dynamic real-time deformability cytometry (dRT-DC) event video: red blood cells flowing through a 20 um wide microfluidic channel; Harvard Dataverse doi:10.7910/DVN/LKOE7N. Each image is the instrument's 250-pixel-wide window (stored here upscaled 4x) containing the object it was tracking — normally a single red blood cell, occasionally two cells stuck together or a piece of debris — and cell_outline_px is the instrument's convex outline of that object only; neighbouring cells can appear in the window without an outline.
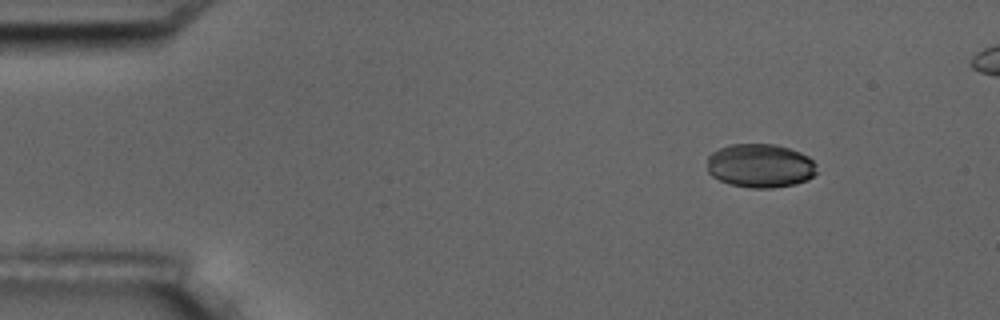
{"species": "common noctule bat (a hibernating species)", "species_latin": "Nyctalus noctula", "temperature_condition": "room temperature", "stored_images_in_passage": 5, "camera_frame_rate_fps": 3000, "um_per_image_px": 0.085, "animal": {"sex": "male", "body_mass_g": 17.5, "forearm_length_mm": 52.3}, "frame": {"image": 1, "passage_image": 1, "time_ms": 0.0, "image_size_px": [1000, 320], "cell_outline_px": [[816, 172], [808, 180], [796, 184], [772, 188], [752, 188], [732, 184], [720, 180], [712, 176], [708, 172], [708, 156], [712, 152], [720, 148], [732, 144], [776, 144], [800, 152], [808, 156], [816, 164]], "centroid_in_image_um": [64.63, 14.08], "position_along_channel_um": 20.4, "area_um2": 27.98}}